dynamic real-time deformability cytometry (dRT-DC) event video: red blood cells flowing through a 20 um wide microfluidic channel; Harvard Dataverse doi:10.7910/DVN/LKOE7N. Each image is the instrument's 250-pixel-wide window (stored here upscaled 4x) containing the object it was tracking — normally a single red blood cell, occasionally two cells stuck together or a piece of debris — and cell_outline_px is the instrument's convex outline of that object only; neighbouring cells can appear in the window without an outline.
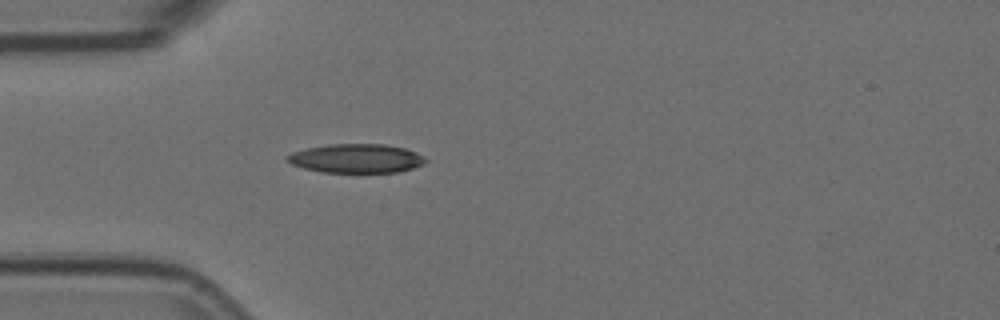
{"species": "Egyptian fruit bat (a non-hibernating species)", "species_latin": "Rousettus aegyptiacus", "temperature_condition": "room temperature", "stored_images_in_passage": 3, "camera_frame_rate_fps": 3000, "um_per_image_px": 0.085, "animal": {"sex": "female"}, "frame": {"image": 1, "passage_image": 3, "time_ms": 0.667, "image_size_px": [1000, 320], "cell_outline_px": [[428, 160], [424, 164], [400, 172], [324, 172], [304, 168], [292, 164], [284, 160], [284, 156], [292, 152], [304, 148], [328, 144], [384, 144], [404, 148], [416, 152], [424, 156]], "centroid_in_image_um": [30.26, 13.46], "position_along_channel_um": 54.7, "area_um2": 23.52}}